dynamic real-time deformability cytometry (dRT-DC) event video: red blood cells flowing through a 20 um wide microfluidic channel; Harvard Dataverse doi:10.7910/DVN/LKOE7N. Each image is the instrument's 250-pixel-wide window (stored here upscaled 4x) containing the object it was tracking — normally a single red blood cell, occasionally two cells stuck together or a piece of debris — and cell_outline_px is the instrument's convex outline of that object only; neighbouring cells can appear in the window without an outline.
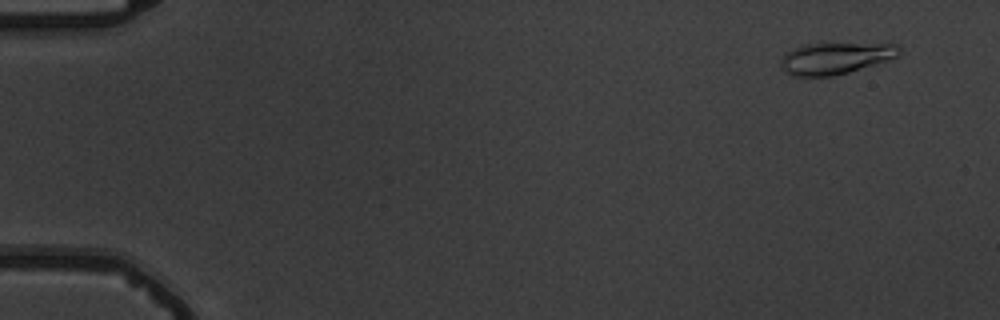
{"species": "common noctule bat (a hibernating species)", "species_latin": "Nyctalus noctula", "temperature_condition": "warm", "stored_images_in_passage": 19, "camera_frame_rate_fps": 3000, "um_per_image_px": 0.085, "animal": {"sex": "male", "body_mass_g": 19.5, "forearm_length_mm": 54.6}, "frame": {"image": 1, "passage_image": 4, "time_ms": 1.0, "image_size_px": [1000, 320], "cell_outline_px": [[900, 52], [896, 56], [848, 72], [832, 76], [792, 76], [784, 72], [780, 64], [780, 60], [792, 48], [804, 44], [896, 44], [900, 48]], "centroid_in_image_um": [70.92, 4.95], "position_along_channel_um": 14.1, "area_um2": 21.27}}